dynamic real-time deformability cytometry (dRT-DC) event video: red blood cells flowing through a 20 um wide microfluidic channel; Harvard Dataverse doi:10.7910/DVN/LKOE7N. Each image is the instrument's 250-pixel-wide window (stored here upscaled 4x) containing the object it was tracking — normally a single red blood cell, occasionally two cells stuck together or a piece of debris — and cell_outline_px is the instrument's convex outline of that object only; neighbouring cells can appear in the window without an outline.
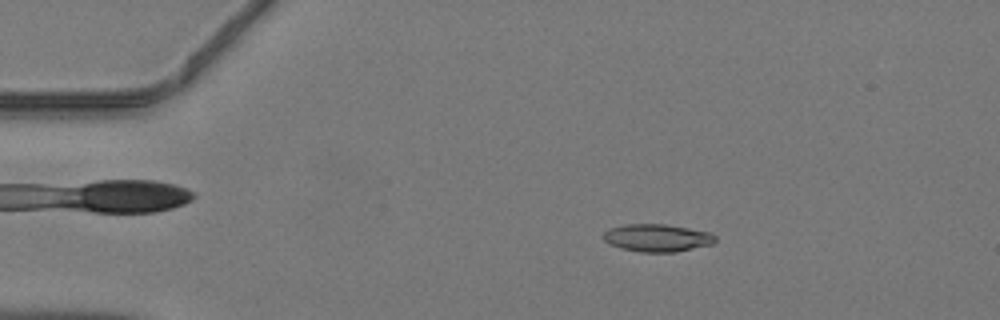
{"species": "common noctule bat (a hibernating species)", "species_latin": "Nyctalus noctula", "temperature_condition": "warm", "stored_images_in_passage": 46, "camera_frame_rate_fps": 3000, "um_per_image_px": 0.085, "animal": {"sex": "male", "body_mass_g": 19.2, "forearm_length_mm": 51.8}, "frame": {"image": 1, "passage_image": 8, "time_ms": 2.333, "image_size_px": [1000, 320], "cell_outline_px": [[716, 240], [712, 244], [676, 252], [640, 252], [620, 248], [608, 244], [600, 236], [608, 228], [624, 224], [664, 224], [712, 232], [716, 236]], "centroid_in_image_um": [55.82, 20.21], "position_along_channel_um": 29.2, "area_um2": 18.26}}
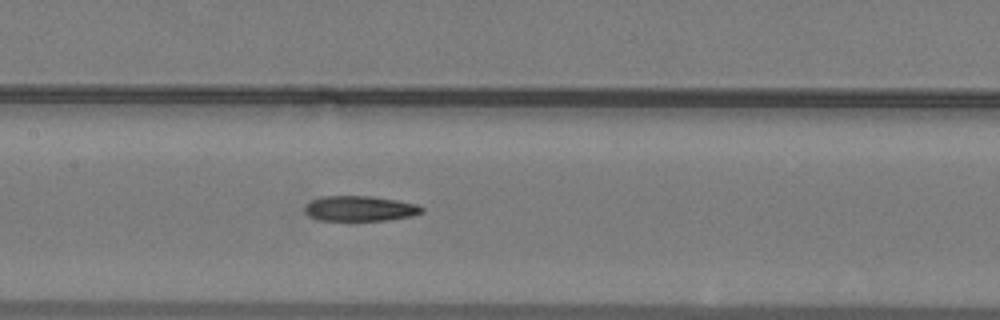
{"frame": {"image": 2, "passage_image": 22, "time_ms": 7.0, "image_size_px": [1000, 320], "cell_outline_px": [[424, 212], [412, 216], [388, 220], [320, 220], [308, 216], [304, 212], [304, 204], [320, 196], [372, 196], [396, 200], [416, 204], [424, 208]], "centroid_in_image_um": [30.57, 17.72], "position_along_channel_um": 176.8, "area_um2": 17.34}}
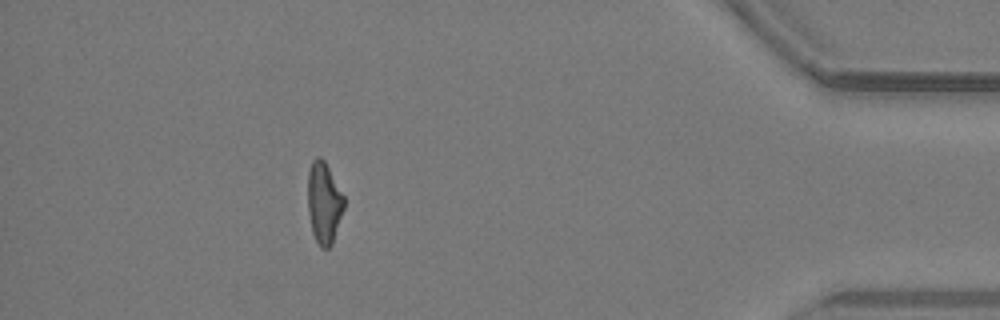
{"frame": {"image": 3, "passage_image": 41, "time_ms": 13.333, "image_size_px": [1000, 320], "cell_outline_px": [[344, 208], [332, 244], [328, 248], [320, 248], [312, 232], [308, 212], [308, 172], [312, 160], [316, 156], [320, 156], [324, 160], [344, 196]], "centroid_in_image_um": [27.53, 17.23], "position_along_channel_um": 407.7, "area_um2": 17.17}}